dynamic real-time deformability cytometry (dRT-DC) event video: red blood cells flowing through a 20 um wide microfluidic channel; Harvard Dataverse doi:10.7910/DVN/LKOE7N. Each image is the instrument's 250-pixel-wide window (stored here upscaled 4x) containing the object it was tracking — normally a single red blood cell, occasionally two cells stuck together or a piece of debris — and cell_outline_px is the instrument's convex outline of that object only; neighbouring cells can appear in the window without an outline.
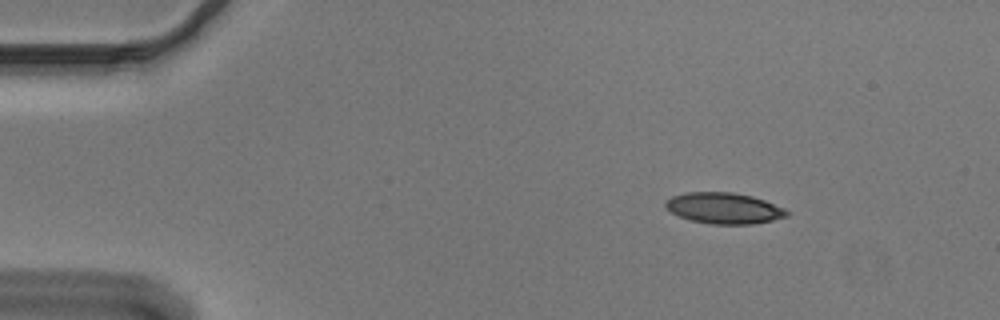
{"species": "Egyptian fruit bat (a non-hibernating species)", "species_latin": "Rousettus aegyptiacus", "temperature_condition": "cold", "stored_images_in_passage": 48, "camera_frame_rate_fps": 3000, "um_per_image_px": 0.085, "animal": {"sex": "male"}, "frame": {"image": 1, "passage_image": 1, "time_ms": 0.0, "image_size_px": [1000, 320], "cell_outline_px": [[792, 212], [788, 216], [772, 220], [752, 224], [712, 224], [692, 220], [680, 216], [672, 212], [664, 204], [664, 200], [672, 196], [688, 192], [732, 192], [752, 196], [764, 200], [784, 208]], "centroid_in_image_um": [61.56, 17.69], "position_along_channel_um": 23.4, "area_um2": 21.85}}
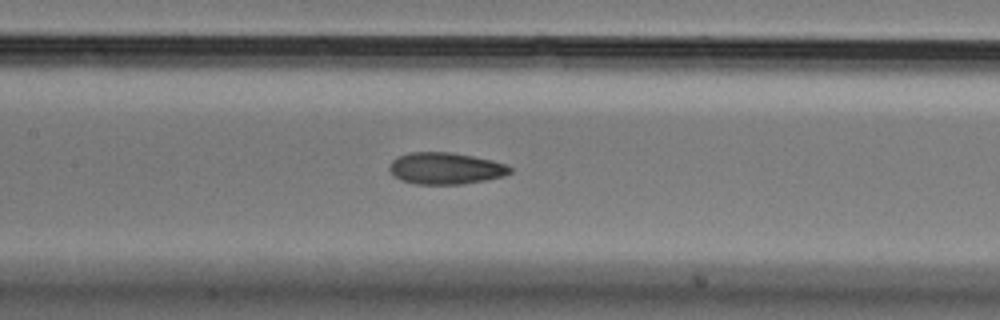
{"frame": {"image": 2, "passage_image": 19, "time_ms": 6.0, "image_size_px": [1000, 320], "cell_outline_px": [[512, 172], [504, 176], [484, 180], [460, 184], [416, 184], [400, 180], [392, 176], [388, 168], [392, 160], [396, 156], [408, 152], [452, 152], [492, 160], [504, 164], [512, 168]], "centroid_in_image_um": [37.82, 14.3], "position_along_channel_um": 169.6, "area_um2": 22.43}}
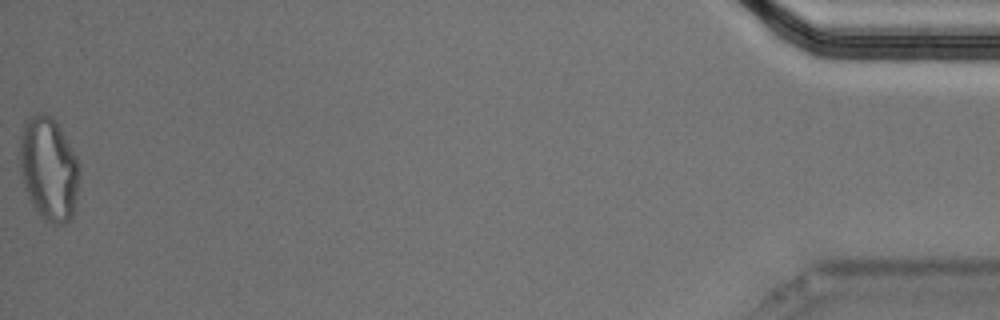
{"frame": {"image": 3, "passage_image": 48, "time_ms": 15.667, "image_size_px": [1000, 320], "cell_outline_px": [[80, 180], [72, 220], [64, 224], [52, 224], [44, 220], [36, 212], [24, 188], [20, 172], [20, 136], [24, 120], [28, 116], [36, 112], [44, 112], [52, 116], [56, 120], [76, 156], [80, 164]], "centroid_in_image_um": [4.15, 14.34], "position_along_channel_um": 431.1, "area_um2": 36.93}, "authors_computed_cell_mechanics": {"area_um2": 22.7154, "velocity_mm_per_s": 3.6705, "shape_relaxation_time_tau1_ms": 7.7429, "shape_relaxation_time_tau2_ms": 2.5081, "deformation_change_tau1": 0.1719, "deformation_change_tau2": 0.0893}}